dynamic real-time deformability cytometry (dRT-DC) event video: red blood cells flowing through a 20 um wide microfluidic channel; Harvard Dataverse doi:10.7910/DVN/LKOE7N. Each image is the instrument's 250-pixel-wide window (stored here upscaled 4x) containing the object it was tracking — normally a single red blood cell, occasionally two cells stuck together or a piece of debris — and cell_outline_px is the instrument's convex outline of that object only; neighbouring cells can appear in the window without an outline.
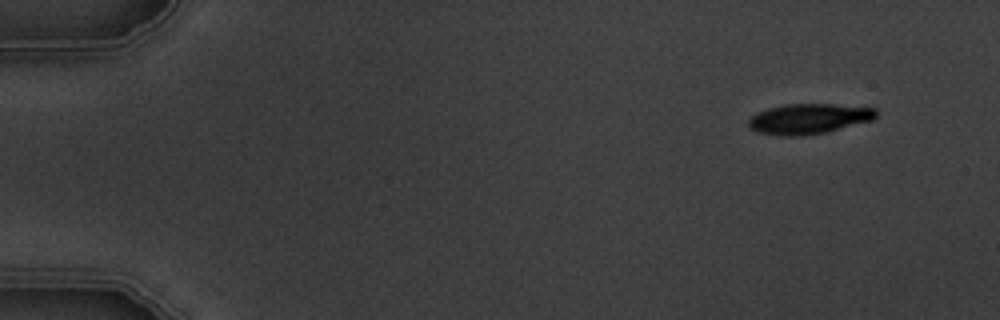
{"species": "common noctule bat (a hibernating species)", "species_latin": "Nyctalus noctula", "temperature_condition": "warm", "stored_images_in_passage": 8, "camera_frame_rate_fps": 3000, "um_per_image_px": 0.085, "animal": {"sex": "male", "body_mass_g": 19.5, "forearm_length_mm": 54.6}, "frame": {"image": 1, "passage_image": 1, "time_ms": 0.0, "image_size_px": [1000, 320], "cell_outline_px": [[876, 116], [872, 120], [824, 132], [800, 136], [780, 136], [756, 132], [748, 124], [748, 120], [756, 112], [768, 108], [784, 104], [832, 104], [876, 108]], "centroid_in_image_um": [68.7, 10.09], "position_along_channel_um": 16.3, "area_um2": 22.37}}
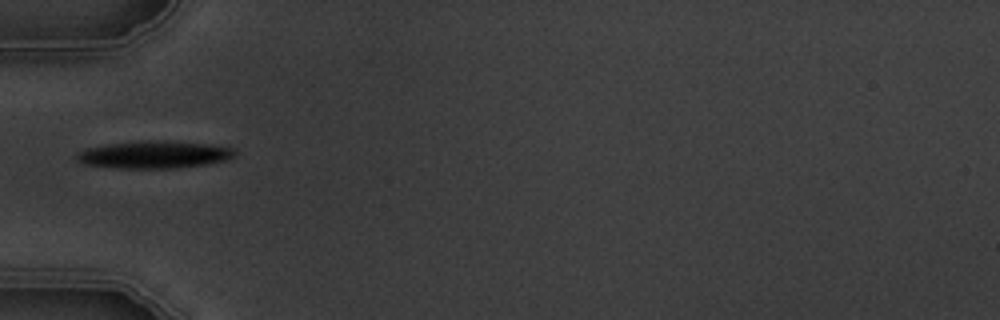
{"frame": {"image": 2, "passage_image": 5, "time_ms": 4.667, "image_size_px": [1000, 320], "cell_outline_px": [[236, 156], [228, 160], [204, 164], [176, 168], [116, 168], [84, 164], [76, 160], [76, 156], [84, 148], [108, 144], [144, 140], [208, 144], [236, 148]], "centroid_in_image_um": [13.11, 13.15], "position_along_channel_um": 71.9, "area_um2": 25.14}}
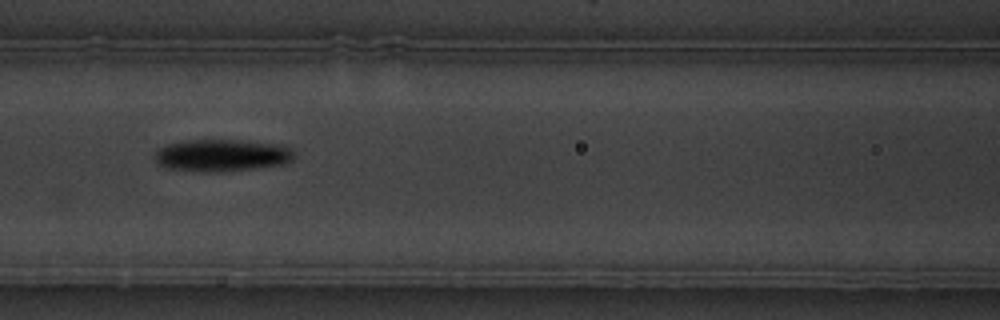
{"frame": {"image": 3, "passage_image": 7, "time_ms": 6.667, "image_size_px": [1000, 320], "cell_outline_px": [[296, 156], [292, 160], [284, 164], [256, 168], [224, 172], [212, 172], [168, 168], [160, 164], [156, 160], [156, 152], [160, 148], [168, 144], [184, 140], [244, 140], [284, 144], [292, 148], [296, 152]], "centroid_in_image_um": [18.98, 13.19], "position_along_channel_um": 147.6, "area_um2": 26.36}}